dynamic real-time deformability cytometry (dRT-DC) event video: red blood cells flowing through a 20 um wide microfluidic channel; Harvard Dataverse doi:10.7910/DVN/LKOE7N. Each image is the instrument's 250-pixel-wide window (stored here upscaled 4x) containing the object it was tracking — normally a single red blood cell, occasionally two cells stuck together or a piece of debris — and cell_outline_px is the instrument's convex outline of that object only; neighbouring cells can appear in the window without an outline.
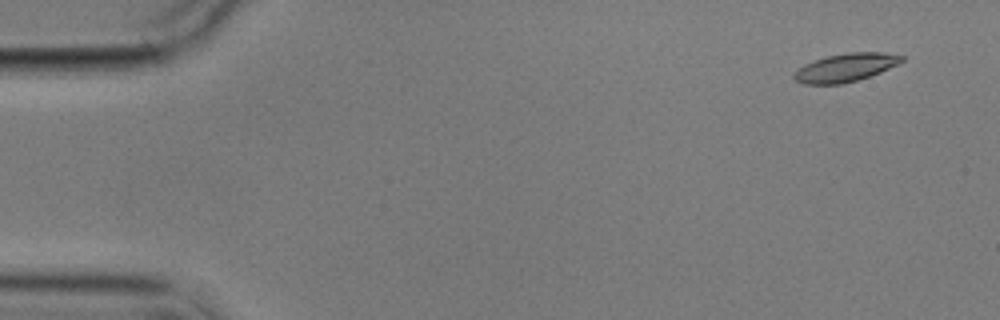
{"species": "common noctule bat (a hibernating species)", "species_latin": "Nyctalus noctula", "temperature_condition": "cold", "stored_images_in_passage": 5, "camera_frame_rate_fps": 3000, "um_per_image_px": 0.085, "animal": {"sex": "male", "body_mass_g": 17.9}, "frame": {"image": 1, "passage_image": 1, "time_ms": 0.0, "image_size_px": [1000, 320], "cell_outline_px": [[904, 60], [880, 72], [856, 80], [840, 84], [804, 84], [796, 80], [792, 76], [804, 64], [828, 56], [848, 52], [884, 52], [904, 56]], "centroid_in_image_um": [71.88, 5.73], "position_along_channel_um": 13.1, "area_um2": 17.34}}
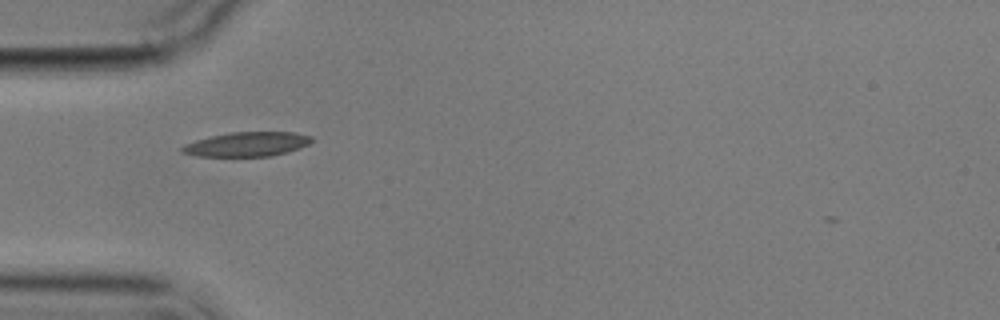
{"frame": {"image": 2, "passage_image": 5, "time_ms": 4.667, "image_size_px": [1000, 320], "cell_outline_px": [[312, 140], [308, 144], [300, 148], [288, 152], [268, 156], [196, 156], [180, 152], [180, 148], [184, 144], [196, 140], [212, 136], [232, 132], [296, 132], [312, 136]], "centroid_in_image_um": [20.99, 12.26], "position_along_channel_um": 64.0, "area_um2": 18.38}}